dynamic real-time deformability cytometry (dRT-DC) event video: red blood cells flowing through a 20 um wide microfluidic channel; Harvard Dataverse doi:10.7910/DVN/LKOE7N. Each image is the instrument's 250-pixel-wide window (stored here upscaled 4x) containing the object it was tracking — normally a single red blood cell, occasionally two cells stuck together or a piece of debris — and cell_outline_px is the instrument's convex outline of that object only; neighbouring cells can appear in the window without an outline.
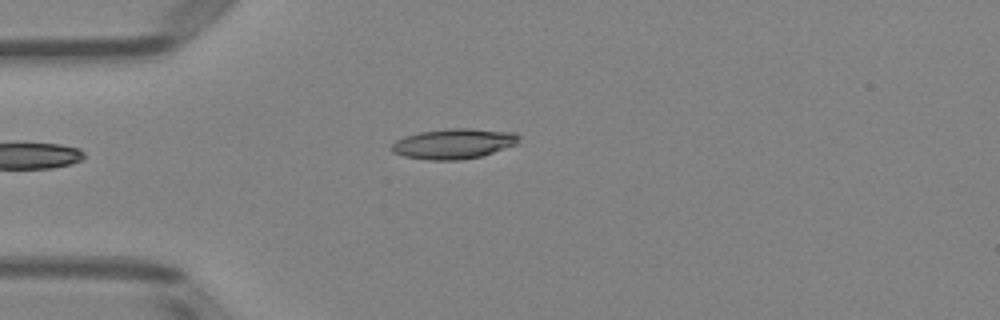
{"species": "Egyptian fruit bat (a non-hibernating species)", "species_latin": "Rousettus aegyptiacus", "temperature_condition": "room temperature", "stored_images_in_passage": 4, "camera_frame_rate_fps": 3000, "um_per_image_px": 0.085, "animal": {"sex": "female"}, "frame": {"image": 1, "passage_image": 3, "time_ms": 3.333, "image_size_px": [1000, 320], "cell_outline_px": [[520, 140], [516, 144], [480, 156], [460, 160], [428, 160], [404, 156], [392, 152], [388, 148], [396, 140], [404, 136], [420, 132], [448, 128], [468, 128], [516, 132], [520, 136]], "centroid_in_image_um": [38.54, 12.21], "position_along_channel_um": 46.5, "area_um2": 22.48}}